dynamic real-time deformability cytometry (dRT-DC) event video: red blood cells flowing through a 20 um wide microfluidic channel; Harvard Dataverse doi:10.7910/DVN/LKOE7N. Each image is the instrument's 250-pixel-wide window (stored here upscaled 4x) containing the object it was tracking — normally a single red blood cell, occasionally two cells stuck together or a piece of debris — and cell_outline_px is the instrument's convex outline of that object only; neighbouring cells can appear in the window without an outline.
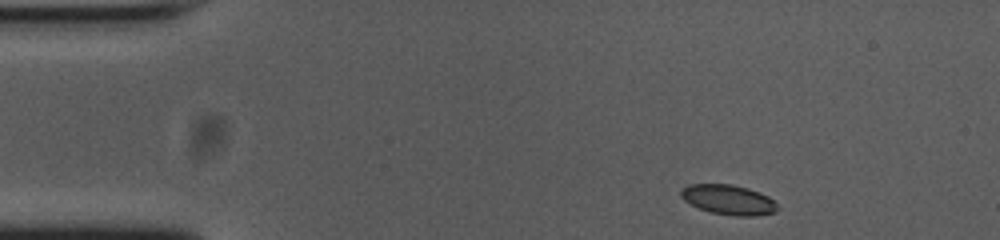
{"species": "common noctule bat (a hibernating species)", "species_latin": "Nyctalus noctula", "temperature_condition": "cold", "stored_images_in_passage": 48, "camera_frame_rate_fps": 3000, "um_per_image_px": 0.085, "animal": {"sex": "female", "body_mass_g": 23.0, "forearm_length_mm": 53.4}, "frame": {"image": 1, "passage_image": 1, "time_ms": 0.0, "image_size_px": [1000, 240], "cell_outline_px": [[780, 208], [776, 212], [756, 216], [736, 216], [712, 212], [700, 208], [684, 200], [680, 196], [680, 192], [688, 184], [732, 184], [748, 188], [760, 192], [768, 196]], "centroid_in_image_um": [61.95, 16.97], "position_along_channel_um": 23.0, "area_um2": 16.76}}
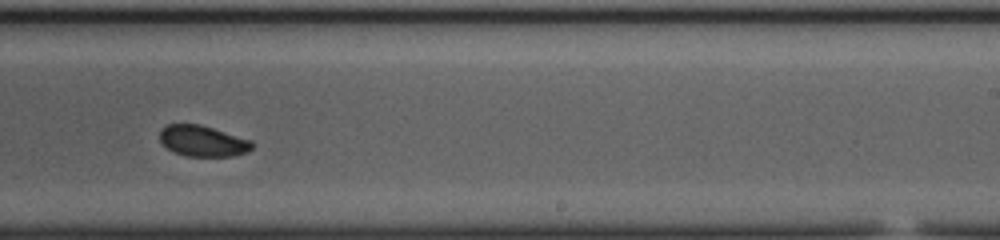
{"frame": {"image": 2, "passage_image": 27, "time_ms": 8.667, "image_size_px": [1000, 240], "cell_outline_px": [[256, 144], [248, 152], [232, 156], [184, 156], [172, 152], [160, 140], [160, 128], [168, 124], [200, 124], [252, 140]], "centroid_in_image_um": [17.25, 11.99], "position_along_channel_um": 271.7, "area_um2": 16.82}}
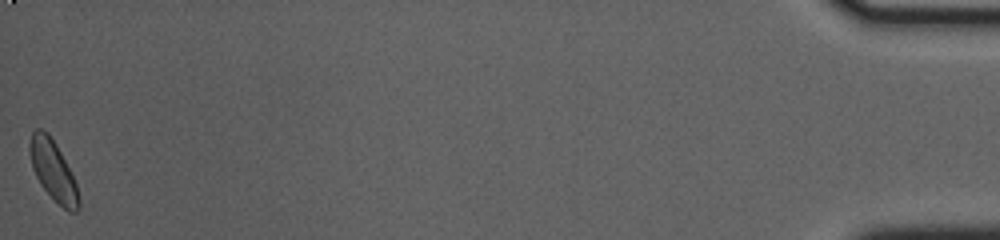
{"frame": {"image": 3, "passage_image": 48, "time_ms": 15.667, "image_size_px": [1000, 240], "cell_outline_px": [[80, 208], [76, 212], [68, 212], [40, 184], [32, 168], [28, 152], [28, 144], [32, 132], [36, 128], [40, 128], [48, 132], [56, 144], [76, 184], [80, 200]], "centroid_in_image_um": [4.49, 14.47], "position_along_channel_um": 430.7, "area_um2": 16.99}, "authors_computed_cell_mechanics": {"area_um2": 17.0799, "velocity_mm_per_s": 3.7195, "shape_relaxation_time_tau1_ms": 5.5517, "shape_relaxation_time_tau2_ms": 5.2241, "deformation_change_tau1": 0.1167, "deformation_change_tau2": 0.069}}